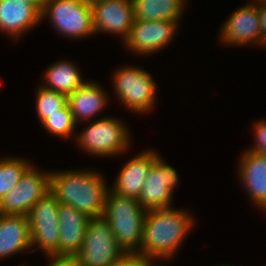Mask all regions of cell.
Listing matches in <instances>:
<instances>
[{
	"mask_svg": "<svg viewBox=\"0 0 266 266\" xmlns=\"http://www.w3.org/2000/svg\"><path fill=\"white\" fill-rule=\"evenodd\" d=\"M116 117L93 120L77 135V144L86 153L98 157L123 154L130 146L129 128ZM123 122V123H122ZM117 154V155H116Z\"/></svg>",
	"mask_w": 266,
	"mask_h": 266,
	"instance_id": "cell-4",
	"label": "cell"
},
{
	"mask_svg": "<svg viewBox=\"0 0 266 266\" xmlns=\"http://www.w3.org/2000/svg\"><path fill=\"white\" fill-rule=\"evenodd\" d=\"M259 21L262 37V47L266 48V5L258 0Z\"/></svg>",
	"mask_w": 266,
	"mask_h": 266,
	"instance_id": "cell-28",
	"label": "cell"
},
{
	"mask_svg": "<svg viewBox=\"0 0 266 266\" xmlns=\"http://www.w3.org/2000/svg\"><path fill=\"white\" fill-rule=\"evenodd\" d=\"M80 72L78 66L69 60L56 61L45 71L46 81L41 86L68 96L86 82Z\"/></svg>",
	"mask_w": 266,
	"mask_h": 266,
	"instance_id": "cell-20",
	"label": "cell"
},
{
	"mask_svg": "<svg viewBox=\"0 0 266 266\" xmlns=\"http://www.w3.org/2000/svg\"><path fill=\"white\" fill-rule=\"evenodd\" d=\"M151 263L140 253H124L110 266H150Z\"/></svg>",
	"mask_w": 266,
	"mask_h": 266,
	"instance_id": "cell-26",
	"label": "cell"
},
{
	"mask_svg": "<svg viewBox=\"0 0 266 266\" xmlns=\"http://www.w3.org/2000/svg\"><path fill=\"white\" fill-rule=\"evenodd\" d=\"M238 165L239 180L251 202L266 212V155L244 151Z\"/></svg>",
	"mask_w": 266,
	"mask_h": 266,
	"instance_id": "cell-16",
	"label": "cell"
},
{
	"mask_svg": "<svg viewBox=\"0 0 266 266\" xmlns=\"http://www.w3.org/2000/svg\"><path fill=\"white\" fill-rule=\"evenodd\" d=\"M48 266H79L75 256H53L49 255Z\"/></svg>",
	"mask_w": 266,
	"mask_h": 266,
	"instance_id": "cell-27",
	"label": "cell"
},
{
	"mask_svg": "<svg viewBox=\"0 0 266 266\" xmlns=\"http://www.w3.org/2000/svg\"><path fill=\"white\" fill-rule=\"evenodd\" d=\"M262 4L266 5V0H259Z\"/></svg>",
	"mask_w": 266,
	"mask_h": 266,
	"instance_id": "cell-31",
	"label": "cell"
},
{
	"mask_svg": "<svg viewBox=\"0 0 266 266\" xmlns=\"http://www.w3.org/2000/svg\"><path fill=\"white\" fill-rule=\"evenodd\" d=\"M23 1L35 5L40 11H42L44 8L45 2L47 0H23Z\"/></svg>",
	"mask_w": 266,
	"mask_h": 266,
	"instance_id": "cell-29",
	"label": "cell"
},
{
	"mask_svg": "<svg viewBox=\"0 0 266 266\" xmlns=\"http://www.w3.org/2000/svg\"><path fill=\"white\" fill-rule=\"evenodd\" d=\"M156 160V151L146 150L129 159L120 169L111 190L128 196L139 197L149 171Z\"/></svg>",
	"mask_w": 266,
	"mask_h": 266,
	"instance_id": "cell-17",
	"label": "cell"
},
{
	"mask_svg": "<svg viewBox=\"0 0 266 266\" xmlns=\"http://www.w3.org/2000/svg\"><path fill=\"white\" fill-rule=\"evenodd\" d=\"M31 250L32 242L28 217L0 214V259Z\"/></svg>",
	"mask_w": 266,
	"mask_h": 266,
	"instance_id": "cell-18",
	"label": "cell"
},
{
	"mask_svg": "<svg viewBox=\"0 0 266 266\" xmlns=\"http://www.w3.org/2000/svg\"><path fill=\"white\" fill-rule=\"evenodd\" d=\"M40 22L41 11L35 5L23 0H0V32L14 41Z\"/></svg>",
	"mask_w": 266,
	"mask_h": 266,
	"instance_id": "cell-15",
	"label": "cell"
},
{
	"mask_svg": "<svg viewBox=\"0 0 266 266\" xmlns=\"http://www.w3.org/2000/svg\"><path fill=\"white\" fill-rule=\"evenodd\" d=\"M113 75L116 96L128 110L143 114L154 108L157 83L149 72L140 67L123 66Z\"/></svg>",
	"mask_w": 266,
	"mask_h": 266,
	"instance_id": "cell-5",
	"label": "cell"
},
{
	"mask_svg": "<svg viewBox=\"0 0 266 266\" xmlns=\"http://www.w3.org/2000/svg\"><path fill=\"white\" fill-rule=\"evenodd\" d=\"M124 253L108 221L101 216L89 219L82 247L75 257L79 266H110Z\"/></svg>",
	"mask_w": 266,
	"mask_h": 266,
	"instance_id": "cell-7",
	"label": "cell"
},
{
	"mask_svg": "<svg viewBox=\"0 0 266 266\" xmlns=\"http://www.w3.org/2000/svg\"><path fill=\"white\" fill-rule=\"evenodd\" d=\"M220 29L219 38L223 44L234 47L253 43L262 46L258 0H250L238 8Z\"/></svg>",
	"mask_w": 266,
	"mask_h": 266,
	"instance_id": "cell-12",
	"label": "cell"
},
{
	"mask_svg": "<svg viewBox=\"0 0 266 266\" xmlns=\"http://www.w3.org/2000/svg\"><path fill=\"white\" fill-rule=\"evenodd\" d=\"M51 171H40L31 165L18 184L0 200V214L25 215L50 189Z\"/></svg>",
	"mask_w": 266,
	"mask_h": 266,
	"instance_id": "cell-9",
	"label": "cell"
},
{
	"mask_svg": "<svg viewBox=\"0 0 266 266\" xmlns=\"http://www.w3.org/2000/svg\"><path fill=\"white\" fill-rule=\"evenodd\" d=\"M21 157L0 159V200L20 181L25 171L32 165Z\"/></svg>",
	"mask_w": 266,
	"mask_h": 266,
	"instance_id": "cell-22",
	"label": "cell"
},
{
	"mask_svg": "<svg viewBox=\"0 0 266 266\" xmlns=\"http://www.w3.org/2000/svg\"><path fill=\"white\" fill-rule=\"evenodd\" d=\"M188 212L176 207L146 211L138 253L151 264L155 259H172L194 226L195 219Z\"/></svg>",
	"mask_w": 266,
	"mask_h": 266,
	"instance_id": "cell-1",
	"label": "cell"
},
{
	"mask_svg": "<svg viewBox=\"0 0 266 266\" xmlns=\"http://www.w3.org/2000/svg\"><path fill=\"white\" fill-rule=\"evenodd\" d=\"M179 183L177 171L156 152V160L137 200L146 211L170 208L174 187H177Z\"/></svg>",
	"mask_w": 266,
	"mask_h": 266,
	"instance_id": "cell-10",
	"label": "cell"
},
{
	"mask_svg": "<svg viewBox=\"0 0 266 266\" xmlns=\"http://www.w3.org/2000/svg\"><path fill=\"white\" fill-rule=\"evenodd\" d=\"M58 206L57 197L49 191L29 210L27 217L33 248L31 252L40 248L49 258L48 256L58 249L60 236Z\"/></svg>",
	"mask_w": 266,
	"mask_h": 266,
	"instance_id": "cell-8",
	"label": "cell"
},
{
	"mask_svg": "<svg viewBox=\"0 0 266 266\" xmlns=\"http://www.w3.org/2000/svg\"><path fill=\"white\" fill-rule=\"evenodd\" d=\"M253 136L255 137V144L253 147L248 149V151L266 155V121L265 120H259L257 121L255 125H253Z\"/></svg>",
	"mask_w": 266,
	"mask_h": 266,
	"instance_id": "cell-25",
	"label": "cell"
},
{
	"mask_svg": "<svg viewBox=\"0 0 266 266\" xmlns=\"http://www.w3.org/2000/svg\"><path fill=\"white\" fill-rule=\"evenodd\" d=\"M84 1L87 2V3H89V4H92V3L97 2L99 0H84Z\"/></svg>",
	"mask_w": 266,
	"mask_h": 266,
	"instance_id": "cell-30",
	"label": "cell"
},
{
	"mask_svg": "<svg viewBox=\"0 0 266 266\" xmlns=\"http://www.w3.org/2000/svg\"><path fill=\"white\" fill-rule=\"evenodd\" d=\"M90 217L74 207L59 203V246L53 256H75L81 249Z\"/></svg>",
	"mask_w": 266,
	"mask_h": 266,
	"instance_id": "cell-14",
	"label": "cell"
},
{
	"mask_svg": "<svg viewBox=\"0 0 266 266\" xmlns=\"http://www.w3.org/2000/svg\"><path fill=\"white\" fill-rule=\"evenodd\" d=\"M178 24L177 21L134 20L123 45L132 53L150 56L151 53H157L171 43L177 28H179Z\"/></svg>",
	"mask_w": 266,
	"mask_h": 266,
	"instance_id": "cell-11",
	"label": "cell"
},
{
	"mask_svg": "<svg viewBox=\"0 0 266 266\" xmlns=\"http://www.w3.org/2000/svg\"><path fill=\"white\" fill-rule=\"evenodd\" d=\"M95 170L52 171L50 189L61 204L74 207L90 218L101 217L109 187Z\"/></svg>",
	"mask_w": 266,
	"mask_h": 266,
	"instance_id": "cell-2",
	"label": "cell"
},
{
	"mask_svg": "<svg viewBox=\"0 0 266 266\" xmlns=\"http://www.w3.org/2000/svg\"><path fill=\"white\" fill-rule=\"evenodd\" d=\"M36 91V111L40 123L67 104V96L63 93L48 90L42 86H39Z\"/></svg>",
	"mask_w": 266,
	"mask_h": 266,
	"instance_id": "cell-23",
	"label": "cell"
},
{
	"mask_svg": "<svg viewBox=\"0 0 266 266\" xmlns=\"http://www.w3.org/2000/svg\"><path fill=\"white\" fill-rule=\"evenodd\" d=\"M91 6L95 35L117 34L124 42L135 20L133 0H99Z\"/></svg>",
	"mask_w": 266,
	"mask_h": 266,
	"instance_id": "cell-13",
	"label": "cell"
},
{
	"mask_svg": "<svg viewBox=\"0 0 266 266\" xmlns=\"http://www.w3.org/2000/svg\"><path fill=\"white\" fill-rule=\"evenodd\" d=\"M108 96L102 86L89 79L76 91L67 96V103L77 124L81 120L90 121L106 108Z\"/></svg>",
	"mask_w": 266,
	"mask_h": 266,
	"instance_id": "cell-19",
	"label": "cell"
},
{
	"mask_svg": "<svg viewBox=\"0 0 266 266\" xmlns=\"http://www.w3.org/2000/svg\"><path fill=\"white\" fill-rule=\"evenodd\" d=\"M102 216L125 253L140 251L146 210L137 198L118 194L109 188Z\"/></svg>",
	"mask_w": 266,
	"mask_h": 266,
	"instance_id": "cell-3",
	"label": "cell"
},
{
	"mask_svg": "<svg viewBox=\"0 0 266 266\" xmlns=\"http://www.w3.org/2000/svg\"><path fill=\"white\" fill-rule=\"evenodd\" d=\"M41 125L44 129L52 134L53 136H58L59 138L71 137L77 124L73 119V114L70 111L68 103L60 109L57 113L52 114L50 117L46 118Z\"/></svg>",
	"mask_w": 266,
	"mask_h": 266,
	"instance_id": "cell-24",
	"label": "cell"
},
{
	"mask_svg": "<svg viewBox=\"0 0 266 266\" xmlns=\"http://www.w3.org/2000/svg\"><path fill=\"white\" fill-rule=\"evenodd\" d=\"M47 17L56 31L67 38L81 39L95 34L92 6L84 0H47L41 21Z\"/></svg>",
	"mask_w": 266,
	"mask_h": 266,
	"instance_id": "cell-6",
	"label": "cell"
},
{
	"mask_svg": "<svg viewBox=\"0 0 266 266\" xmlns=\"http://www.w3.org/2000/svg\"><path fill=\"white\" fill-rule=\"evenodd\" d=\"M186 0H133L135 20L177 21L183 16Z\"/></svg>",
	"mask_w": 266,
	"mask_h": 266,
	"instance_id": "cell-21",
	"label": "cell"
}]
</instances>
